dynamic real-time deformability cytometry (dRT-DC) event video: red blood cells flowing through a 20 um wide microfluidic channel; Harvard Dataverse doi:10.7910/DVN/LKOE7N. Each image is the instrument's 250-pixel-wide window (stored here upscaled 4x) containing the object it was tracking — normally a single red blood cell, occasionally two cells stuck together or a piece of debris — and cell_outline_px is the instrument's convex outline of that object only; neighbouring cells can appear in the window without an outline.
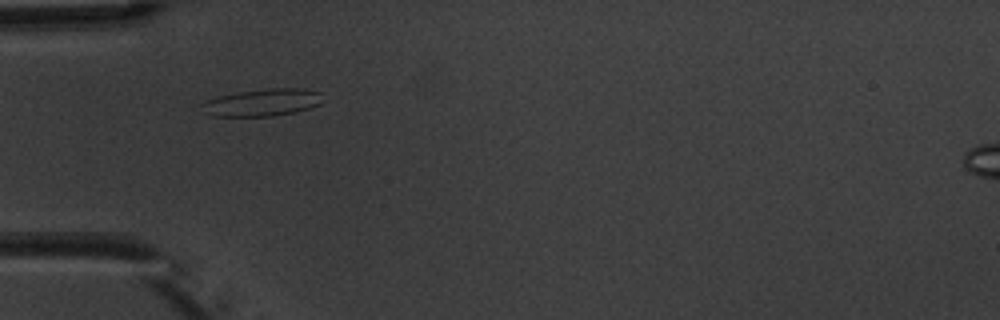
{"species": "common noctule bat (a hibernating species)", "species_latin": "Nyctalus noctula", "temperature_condition": "warm", "stored_images_in_passage": 4, "camera_frame_rate_fps": 3000, "um_per_image_px": 0.085, "animal": {"sex": "male", "body_mass_g": 20.1, "forearm_length_mm": 53.5}, "frame": {"image": 1, "passage_image": 3, "time_ms": 2.333, "image_size_px": [1000, 320], "cell_outline_px": [[320, 104], [296, 112], [272, 116], [212, 116], [204, 112], [200, 104], [208, 100], [220, 96], [236, 92], [268, 88], [304, 88], [320, 92]], "centroid_in_image_um": [22.29, 8.71], "position_along_channel_um": 62.7, "area_um2": 19.13}}
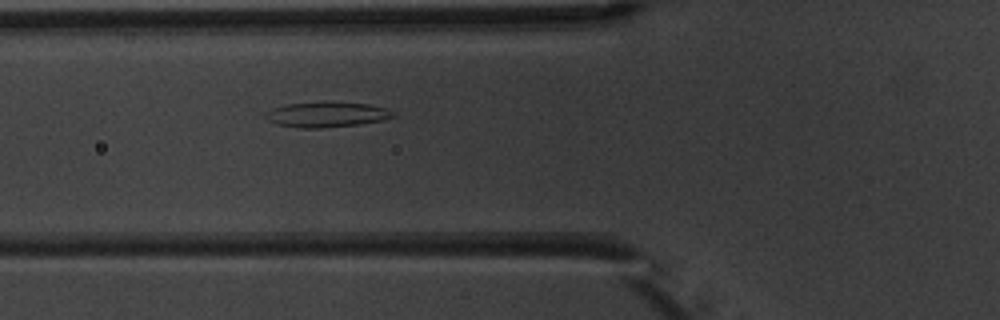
{"frame": {"image": 2, "passage_image": 4, "time_ms": 3.333, "image_size_px": [1000, 320], "cell_outline_px": [[396, 116], [380, 120], [356, 124], [320, 128], [300, 128], [276, 124], [268, 120], [264, 116], [272, 108], [284, 104], [368, 104], [388, 108], [396, 112]], "centroid_in_image_um": [27.77, 9.76], "position_along_channel_um": 98.0, "area_um2": 17.92}}